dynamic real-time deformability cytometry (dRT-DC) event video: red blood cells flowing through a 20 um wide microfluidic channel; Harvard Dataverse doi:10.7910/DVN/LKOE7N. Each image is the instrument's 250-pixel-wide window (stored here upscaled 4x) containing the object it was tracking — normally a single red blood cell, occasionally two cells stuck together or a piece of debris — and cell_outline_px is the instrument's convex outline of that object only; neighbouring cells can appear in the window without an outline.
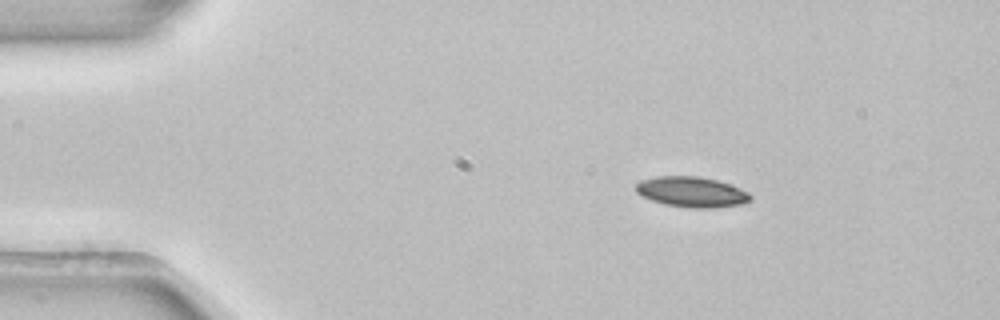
{"species": "common noctule bat (a hibernating species)", "species_latin": "Nyctalus noctula", "temperature_condition": "room temperature", "stored_images_in_passage": 3, "camera_frame_rate_fps": 3000, "um_per_image_px": 0.085, "animal": {"sex": "female", "body_mass_g": 22.7, "forearm_length_mm": 54.2}, "frame": {"image": 1, "passage_image": 1, "time_ms": 0.0, "image_size_px": [1000, 320], "cell_outline_px": [[752, 200], [740, 204], [712, 208], [688, 208], [664, 204], [640, 196], [636, 192], [636, 184], [640, 180], [656, 176], [700, 176], [716, 180], [740, 188], [748, 192], [752, 196]], "centroid_in_image_um": [58.77, 16.31], "position_along_channel_um": 26.2, "area_um2": 20.4}}
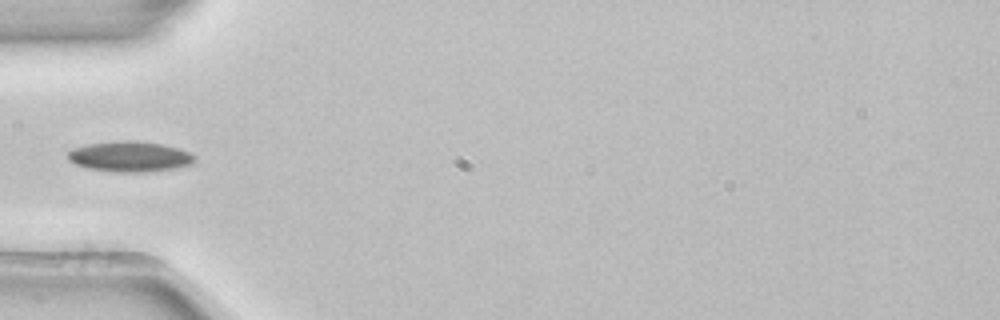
{"frame": {"image": 2, "passage_image": 3, "time_ms": 0.667, "image_size_px": [1000, 320], "cell_outline_px": [[196, 160], [192, 164], [172, 168], [144, 172], [116, 172], [88, 168], [76, 164], [68, 156], [68, 152], [72, 148], [88, 144], [124, 140], [136, 140], [160, 144], [180, 148], [196, 156]], "centroid_in_image_um": [11.06, 13.3], "position_along_channel_um": 73.9, "area_um2": 22.31}}